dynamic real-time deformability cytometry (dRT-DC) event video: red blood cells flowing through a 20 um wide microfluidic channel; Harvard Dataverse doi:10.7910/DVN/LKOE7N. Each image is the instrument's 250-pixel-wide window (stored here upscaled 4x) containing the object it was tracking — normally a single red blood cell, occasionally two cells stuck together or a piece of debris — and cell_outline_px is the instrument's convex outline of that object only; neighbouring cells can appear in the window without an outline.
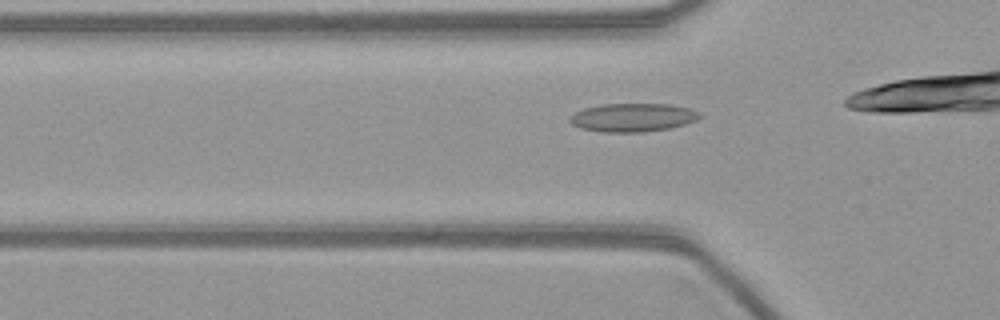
{"species": "common noctule bat (a hibernating species)", "species_latin": "Nyctalus noctula", "temperature_condition": "warm", "stored_images_in_passage": 37, "camera_frame_rate_fps": 3000, "um_per_image_px": 0.085, "animal": {"sex": "female", "body_mass_g": 21.9}, "frame": {"image": 1, "passage_image": 12, "time_ms": 3.667, "image_size_px": [1000, 320], "cell_outline_px": [[700, 116], [696, 120], [672, 128], [644, 132], [600, 132], [580, 128], [572, 124], [568, 120], [568, 116], [584, 108], [600, 104], [668, 104], [692, 108], [700, 112]], "centroid_in_image_um": [53.77, 9.99], "position_along_channel_um": 72.0, "area_um2": 21.73}}
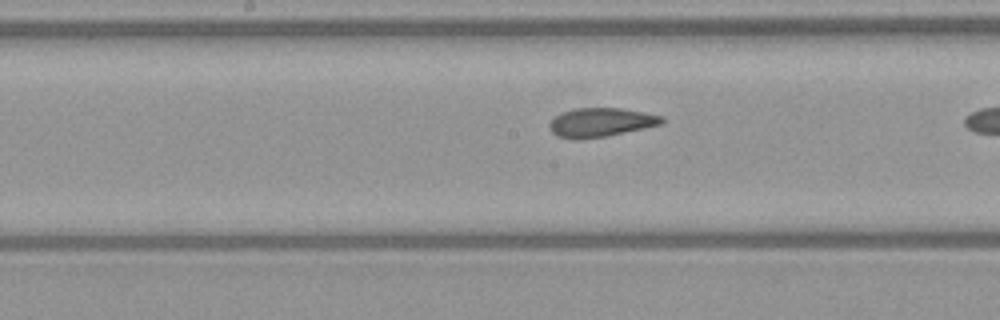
{"frame": {"image": 2, "passage_image": 22, "time_ms": 7.0, "image_size_px": [1000, 320], "cell_outline_px": [[664, 124], [604, 136], [576, 140], [572, 140], [556, 136], [548, 128], [548, 124], [560, 112], [576, 108], [620, 108], [644, 112], [664, 116]], "centroid_in_image_um": [51.04, 10.4], "position_along_channel_um": 197.2, "area_um2": 19.07}}
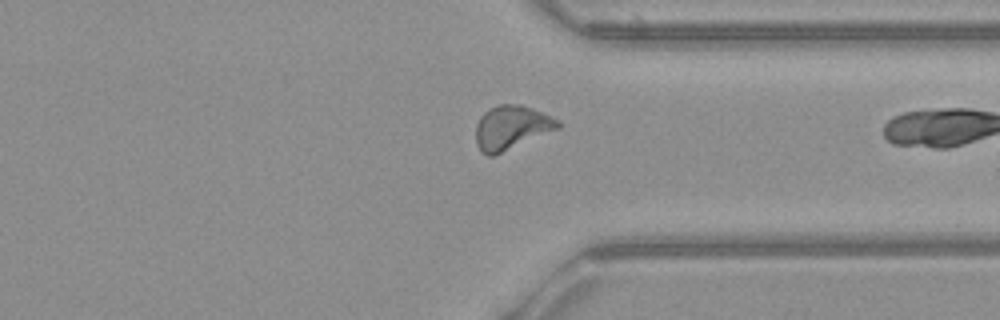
{"frame": {"image": 3, "passage_image": 36, "time_ms": 11.667, "image_size_px": [1000, 320], "cell_outline_px": [[564, 124], [560, 128], [492, 156], [488, 156], [480, 152], [476, 144], [476, 124], [480, 116], [484, 112], [500, 104], [520, 104], [532, 108], [560, 120]], "centroid_in_image_um": [43.48, 10.84], "position_along_channel_um": 367.9, "area_um2": 21.04}}